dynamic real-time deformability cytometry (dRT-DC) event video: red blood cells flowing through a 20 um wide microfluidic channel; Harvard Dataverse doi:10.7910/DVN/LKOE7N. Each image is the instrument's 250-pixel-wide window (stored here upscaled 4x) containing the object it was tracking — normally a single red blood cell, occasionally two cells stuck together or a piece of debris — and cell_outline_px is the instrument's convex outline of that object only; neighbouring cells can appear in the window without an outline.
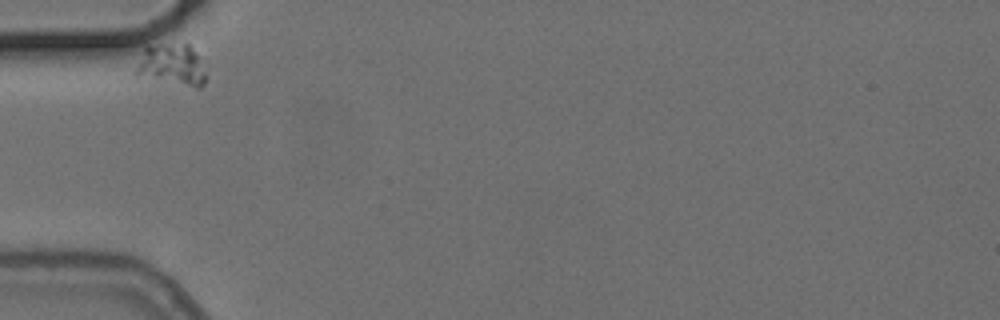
{"species": "common noctule bat (a hibernating species)", "species_latin": "Nyctalus noctula", "temperature_condition": "cold", "stored_images_in_passage": 2, "camera_frame_rate_fps": 3000, "um_per_image_px": 0.085, "animal": {"sex": "female", "body_mass_g": 24.6, "forearm_length_mm": 56.2}, "frame": {"image": 1, "passage_image": 1, "time_ms": 0.0, "image_size_px": [1000, 320], "cell_outline_px": [[212, 64], [208, 76], [204, 84], [200, 88], [196, 88], [132, 76], [132, 72], [144, 48], [148, 44], [188, 44], [204, 56]], "centroid_in_image_um": [14.71, 5.53], "position_along_channel_um": 70.3, "area_um2": 18.79}}